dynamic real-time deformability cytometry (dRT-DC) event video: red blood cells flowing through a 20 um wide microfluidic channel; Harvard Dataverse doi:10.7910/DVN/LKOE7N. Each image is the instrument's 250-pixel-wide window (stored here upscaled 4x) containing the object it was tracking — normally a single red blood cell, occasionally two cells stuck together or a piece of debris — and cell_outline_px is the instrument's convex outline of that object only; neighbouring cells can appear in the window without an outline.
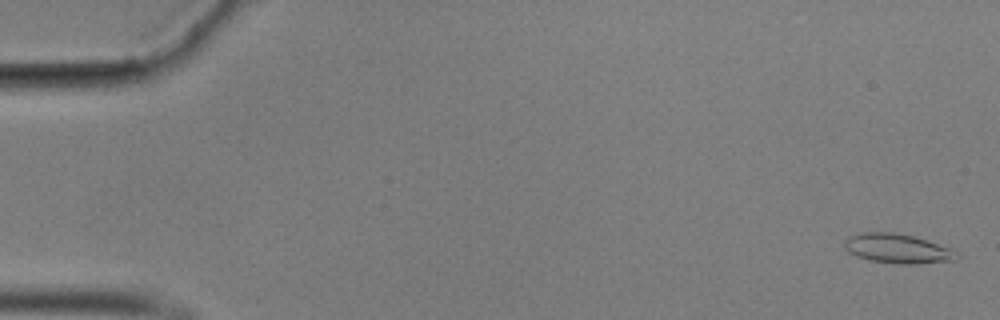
{"species": "common noctule bat (a hibernating species)", "species_latin": "Nyctalus noctula", "temperature_condition": "cold", "stored_images_in_passage": 57, "camera_frame_rate_fps": 3000, "um_per_image_px": 0.085, "animal": {"sex": "male", "body_mass_g": 17.9}, "frame": {"image": 1, "passage_image": 2, "time_ms": 0.333, "image_size_px": [1000, 320], "cell_outline_px": [[960, 256], [956, 260], [916, 264], [896, 264], [868, 260], [856, 256], [848, 252], [844, 248], [844, 240], [848, 236], [860, 232], [896, 232], [912, 236], [948, 248]], "centroid_in_image_um": [76.2, 21.13], "position_along_channel_um": 8.8, "area_um2": 19.25}}
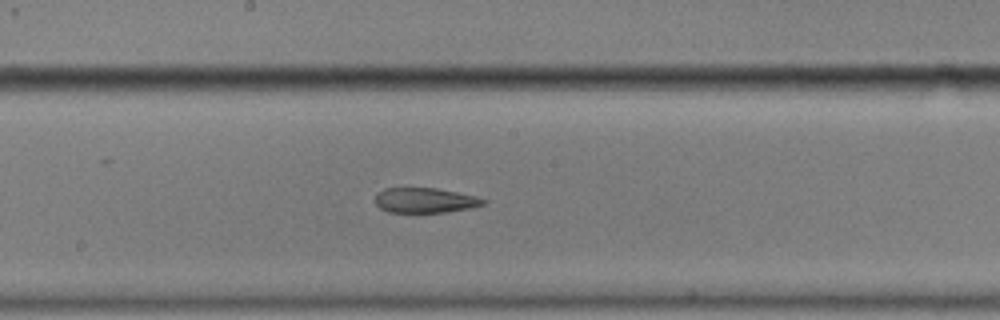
{"frame": {"image": 2, "passage_image": 31, "time_ms": 10.0, "image_size_px": [1000, 320], "cell_outline_px": [[488, 200], [484, 204], [472, 208], [416, 216], [388, 212], [380, 208], [376, 204], [376, 192], [384, 188], [436, 188], [476, 196]], "centroid_in_image_um": [36.09, 17.08], "position_along_channel_um": 212.1, "area_um2": 16.59}}
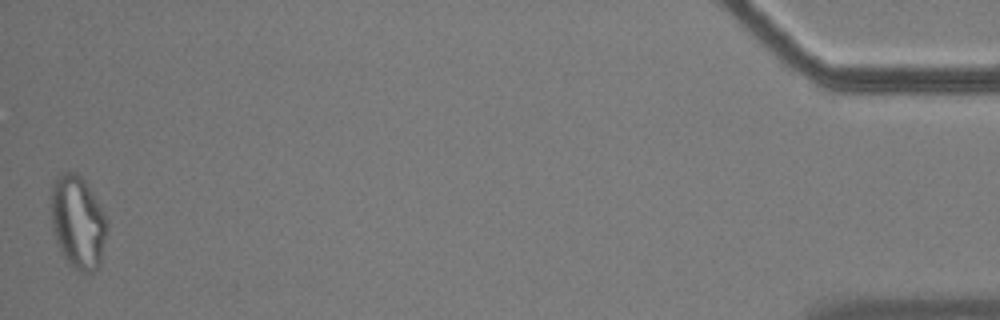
{"frame": {"image": 3, "passage_image": 57, "time_ms": 18.667, "image_size_px": [1000, 320], "cell_outline_px": [[108, 228], [100, 264], [88, 276], [76, 272], [72, 268], [60, 252], [52, 228], [52, 184], [56, 176], [60, 172], [76, 172], [84, 180], [96, 200], [104, 216]], "centroid_in_image_um": [6.61, 18.95], "position_along_channel_um": 428.6, "area_um2": 30.4}, "authors_computed_cell_mechanics": {"area_um2": 18.207, "velocity_mm_per_s": 3.5147, "shape_relaxation_time_tau1_ms": null, "shape_relaxation_time_tau2_ms": 7.506, "deformation_change_tau1": null, "deformation_change_tau2": 0.1256}}